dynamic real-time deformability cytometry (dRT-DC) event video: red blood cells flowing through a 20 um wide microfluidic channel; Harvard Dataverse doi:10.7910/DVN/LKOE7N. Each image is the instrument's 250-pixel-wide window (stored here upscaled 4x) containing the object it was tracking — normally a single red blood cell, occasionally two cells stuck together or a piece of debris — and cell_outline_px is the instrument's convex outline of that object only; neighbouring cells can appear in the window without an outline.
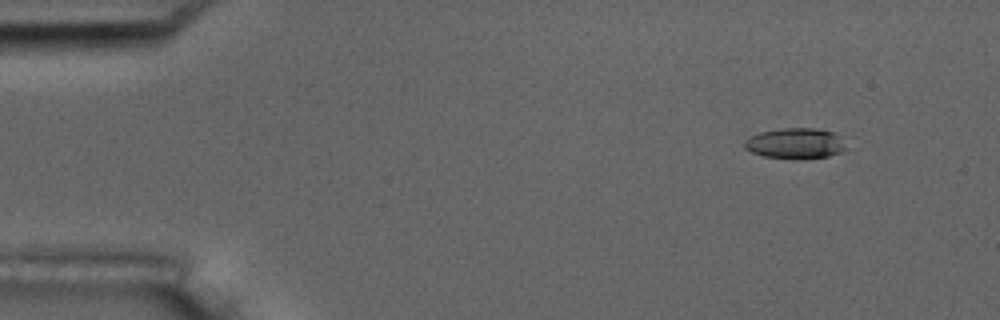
{"species": "common noctule bat (a hibernating species)", "species_latin": "Nyctalus noctula", "temperature_condition": "room temperature", "stored_images_in_passage": 5, "camera_frame_rate_fps": 3000, "um_per_image_px": 0.085, "animal": {"sex": "male", "body_mass_g": 17.5, "forearm_length_mm": 52.3}, "frame": {"image": 1, "passage_image": 2, "time_ms": 1.333, "image_size_px": [1000, 320], "cell_outline_px": [[848, 148], [844, 152], [828, 156], [800, 160], [764, 156], [752, 152], [744, 148], [744, 140], [760, 132], [784, 128], [820, 128], [836, 132]], "centroid_in_image_um": [67.66, 12.19], "position_along_channel_um": 17.3, "area_um2": 18.5}}